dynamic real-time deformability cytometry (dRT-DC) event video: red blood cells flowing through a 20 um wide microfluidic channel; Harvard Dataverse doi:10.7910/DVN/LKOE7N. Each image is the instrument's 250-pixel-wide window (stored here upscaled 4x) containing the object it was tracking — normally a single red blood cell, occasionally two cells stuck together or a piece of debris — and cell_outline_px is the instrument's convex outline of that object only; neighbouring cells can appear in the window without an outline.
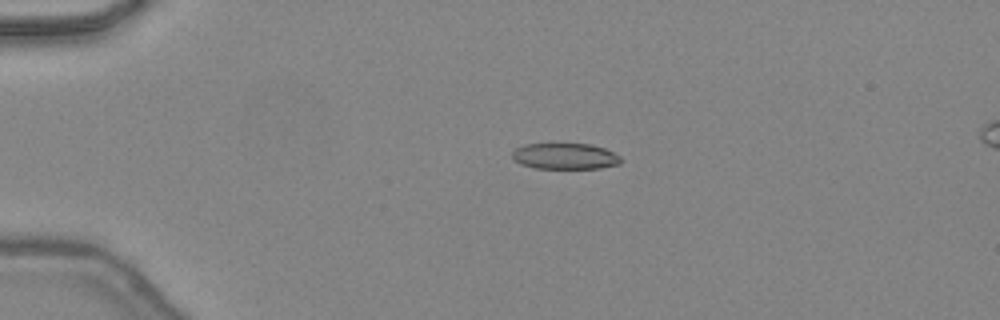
{"species": "common noctule bat (a hibernating species)", "species_latin": "Nyctalus noctula", "temperature_condition": "warm", "stored_images_in_passage": 48, "camera_frame_rate_fps": 3000, "um_per_image_px": 0.085, "animal": {"sex": "female", "body_mass_g": 24.6, "forearm_length_mm": 56.2}, "frame": {"image": 1, "passage_image": 12, "time_ms": 3.667, "image_size_px": [1000, 320], "cell_outline_px": [[620, 164], [600, 168], [536, 168], [520, 164], [512, 156], [512, 152], [516, 148], [524, 144], [592, 144], [604, 148], [620, 156]], "centroid_in_image_um": [48.03, 13.27], "position_along_channel_um": 37.0, "area_um2": 16.36}}
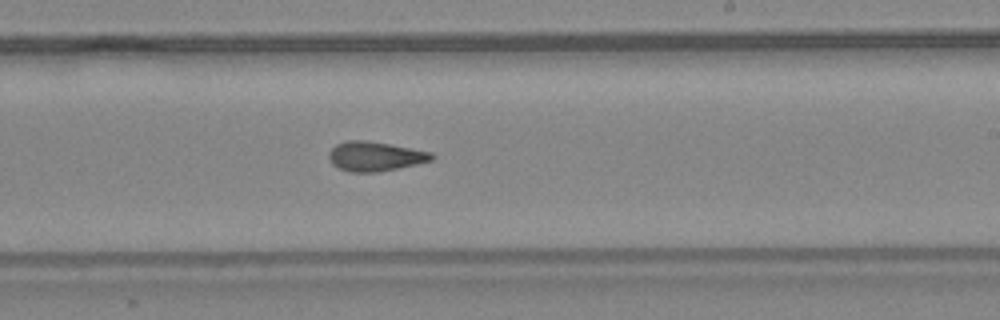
{"frame": {"image": 2, "passage_image": 30, "time_ms": 9.667, "image_size_px": [1000, 320], "cell_outline_px": [[436, 156], [432, 160], [416, 164], [376, 172], [348, 172], [332, 164], [328, 156], [328, 152], [336, 144], [348, 140], [364, 140], [388, 144], [432, 152]], "centroid_in_image_um": [31.86, 13.28], "position_along_channel_um": 257.1, "area_um2": 17.51}}
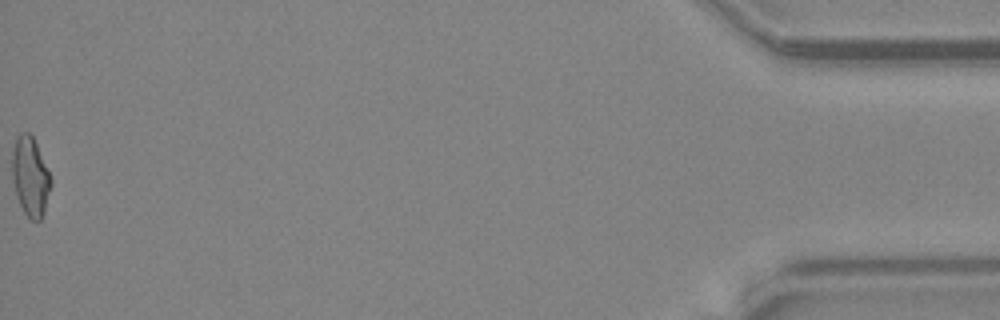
{"frame": {"image": 3, "passage_image": 48, "time_ms": 15.667, "image_size_px": [1000, 320], "cell_outline_px": [[52, 184], [44, 212], [40, 220], [32, 220], [24, 212], [16, 196], [12, 180], [12, 148], [20, 132], [28, 132], [32, 136], [36, 144], [52, 180]], "centroid_in_image_um": [2.56, 15.01], "position_along_channel_um": 432.6, "area_um2": 17.74}, "authors_computed_cell_mechanics": {"area_um2": 17.5134, "velocity_mm_per_s": 4.4958, "shape_relaxation_time_tau1_ms": null, "shape_relaxation_time_tau2_ms": 2.4844, "deformation_change_tau1": null, "deformation_change_tau2": 0.1131}}